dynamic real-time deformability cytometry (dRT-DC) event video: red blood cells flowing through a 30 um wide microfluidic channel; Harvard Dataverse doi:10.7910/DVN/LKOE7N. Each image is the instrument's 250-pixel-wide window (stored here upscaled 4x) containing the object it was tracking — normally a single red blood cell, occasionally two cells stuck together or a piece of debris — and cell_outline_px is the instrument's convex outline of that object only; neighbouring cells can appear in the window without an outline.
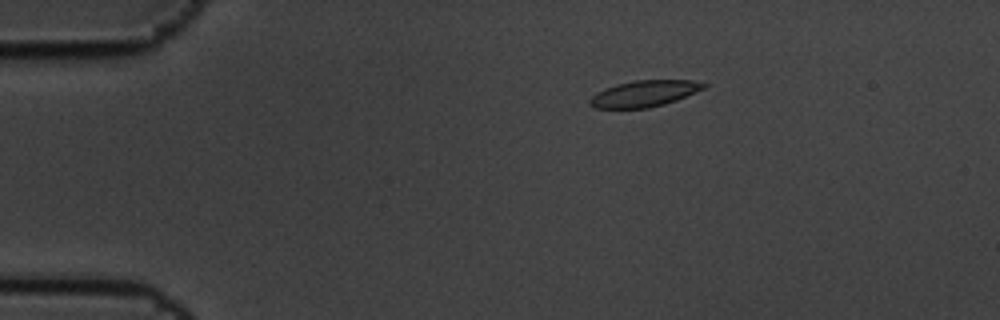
{"species": "common noctule bat (a hibernating species)", "species_latin": "Nyctalus noctula", "temperature_condition": "cold", "stored_images_in_passage": 5, "camera_frame_rate_fps": 3000, "um_per_image_px": 0.085, "animal": {"sex": "male", "body_mass_g": 19.5, "forearm_length_mm": 54.6}, "frame": {"image": 1, "passage_image": 3, "time_ms": 0.667, "image_size_px": [1000, 320], "cell_outline_px": [[708, 84], [704, 88], [696, 92], [676, 100], [664, 104], [648, 108], [596, 108], [588, 104], [588, 100], [596, 92], [604, 88], [616, 84], [636, 80], [692, 80]], "centroid_in_image_um": [54.73, 7.95], "position_along_channel_um": 30.3, "area_um2": 17.46}}